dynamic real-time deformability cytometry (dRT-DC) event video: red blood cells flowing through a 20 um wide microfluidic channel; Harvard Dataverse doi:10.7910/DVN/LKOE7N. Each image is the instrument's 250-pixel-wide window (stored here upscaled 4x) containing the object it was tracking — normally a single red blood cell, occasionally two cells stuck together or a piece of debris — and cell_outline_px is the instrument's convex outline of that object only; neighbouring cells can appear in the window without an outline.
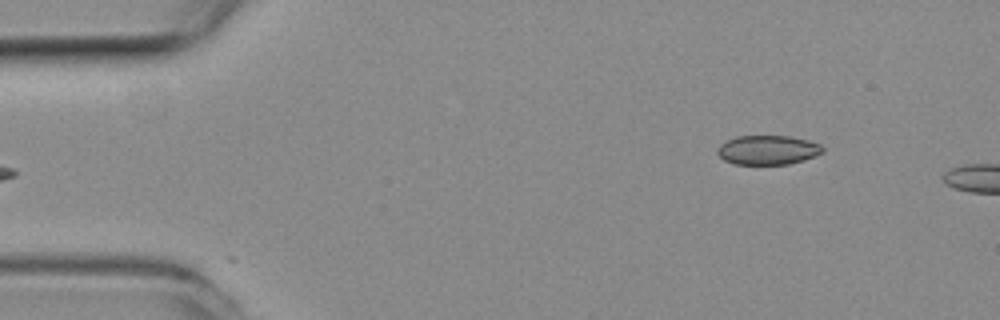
{"species": "common noctule bat (a hibernating species)", "species_latin": "Nyctalus noctula", "temperature_condition": "room temperature", "stored_images_in_passage": 5, "camera_frame_rate_fps": 3000, "um_per_image_px": 0.085, "animal": {"sex": "female", "body_mass_g": 19.3, "forearm_length_mm": 54.1}, "frame": {"image": 1, "passage_image": 1, "time_ms": 0.0, "image_size_px": [1000, 320], "cell_outline_px": [[824, 152], [804, 160], [788, 164], [732, 164], [724, 160], [716, 152], [716, 148], [724, 140], [736, 136], [788, 136], [808, 140], [820, 144], [824, 148]], "centroid_in_image_um": [65.23, 12.74], "position_along_channel_um": 19.8, "area_um2": 18.15}}